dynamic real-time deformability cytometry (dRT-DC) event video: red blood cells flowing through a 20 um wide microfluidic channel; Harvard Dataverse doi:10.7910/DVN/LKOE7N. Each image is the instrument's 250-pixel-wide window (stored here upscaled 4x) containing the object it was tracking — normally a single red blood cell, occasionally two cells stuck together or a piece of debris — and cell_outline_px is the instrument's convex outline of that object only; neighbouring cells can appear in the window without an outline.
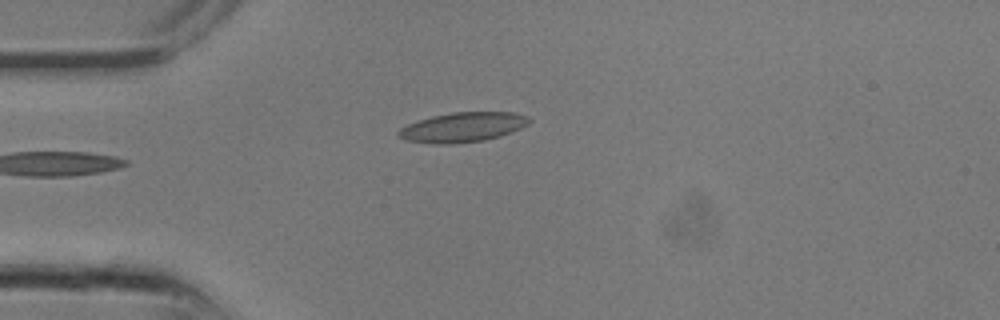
{"species": "common noctule bat (a hibernating species)", "species_latin": "Nyctalus noctula", "temperature_condition": "room temperature", "stored_images_in_passage": 3, "camera_frame_rate_fps": 3000, "um_per_image_px": 0.085, "animal": {"sex": "male", "body_mass_g": 13.3}, "frame": {"image": 1, "passage_image": 3, "time_ms": 0.667, "image_size_px": [1000, 320], "cell_outline_px": [[532, 120], [528, 124], [512, 132], [500, 136], [484, 140], [452, 144], [436, 144], [408, 140], [396, 136], [396, 132], [400, 128], [408, 124], [432, 116], [452, 112], [512, 112], [528, 116]], "centroid_in_image_um": [39.34, 10.81], "position_along_channel_um": 45.7, "area_um2": 22.6}}